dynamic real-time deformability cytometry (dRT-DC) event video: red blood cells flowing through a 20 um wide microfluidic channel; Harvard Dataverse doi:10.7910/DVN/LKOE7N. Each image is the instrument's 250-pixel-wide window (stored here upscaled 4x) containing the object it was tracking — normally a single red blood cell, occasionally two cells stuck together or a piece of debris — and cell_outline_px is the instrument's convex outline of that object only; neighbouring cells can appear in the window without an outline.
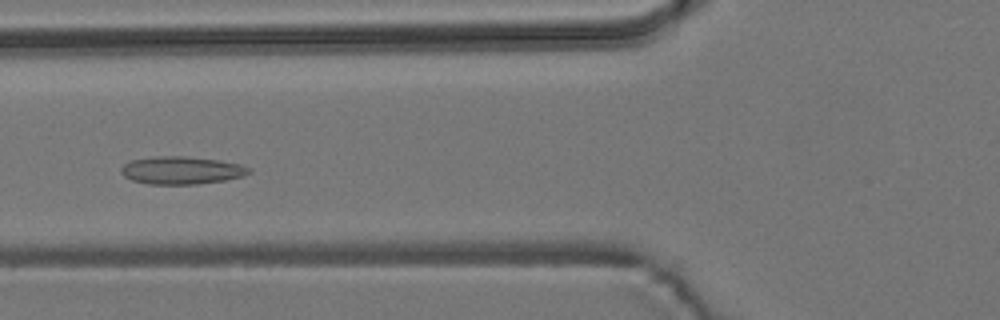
{"species": "common noctule bat (a hibernating species)", "species_latin": "Nyctalus noctula", "temperature_condition": "room temperature", "stored_images_in_passage": 6, "camera_frame_rate_fps": 3000, "um_per_image_px": 0.085, "animal": {"sex": "male", "body_mass_g": 19.2, "forearm_length_mm": 51.8}, "frame": {"image": 1, "passage_image": 6, "time_ms": 6.667, "image_size_px": [1000, 320], "cell_outline_px": [[252, 172], [244, 176], [224, 180], [196, 184], [148, 184], [132, 180], [124, 176], [120, 172], [120, 168], [128, 160], [156, 156], [184, 156], [220, 160], [240, 164], [252, 168]], "centroid_in_image_um": [15.43, 14.47], "position_along_channel_um": 110.4, "area_um2": 20.87}}